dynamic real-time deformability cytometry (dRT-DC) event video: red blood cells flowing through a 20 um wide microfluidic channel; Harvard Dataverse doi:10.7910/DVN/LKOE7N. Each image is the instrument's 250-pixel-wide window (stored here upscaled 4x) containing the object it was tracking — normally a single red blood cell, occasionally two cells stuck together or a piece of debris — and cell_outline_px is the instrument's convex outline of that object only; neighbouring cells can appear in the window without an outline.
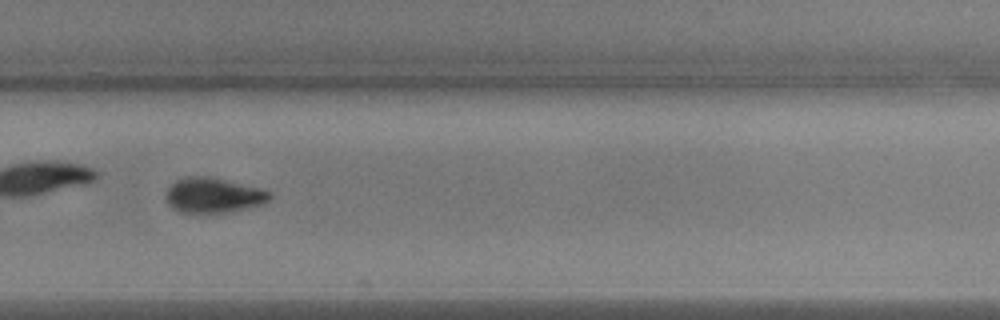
{"species": "common noctule bat (a hibernating species)", "species_latin": "Nyctalus noctula", "temperature_condition": "warm", "stored_images_in_passage": 41, "camera_frame_rate_fps": 3000, "um_per_image_px": 0.085, "animal": {"sex": "male", "body_mass_g": 17.9, "forearm_length_mm": 54.2}, "frame": {"image": 1, "passage_image": 24, "time_ms": 7.667, "image_size_px": [1000, 320], "cell_outline_px": [[272, 196], [264, 204], [248, 208], [228, 212], [180, 212], [172, 208], [168, 204], [164, 196], [168, 188], [176, 180], [188, 176], [200, 176], [224, 180], [264, 188], [272, 192]], "centroid_in_image_um": [18.16, 16.6], "position_along_channel_um": 311.6, "area_um2": 21.21}}
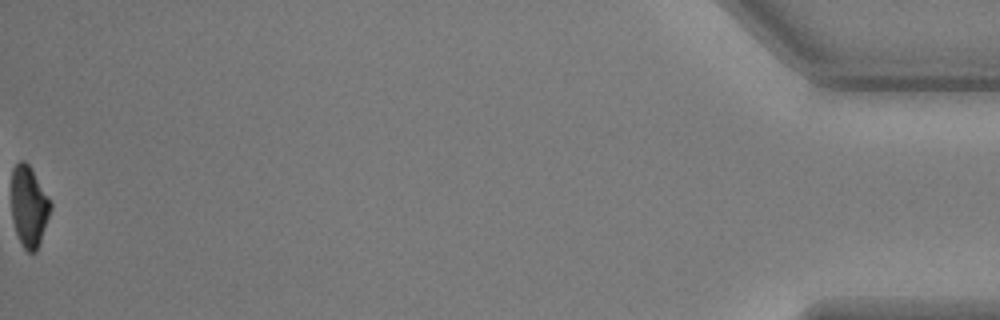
{"frame": {"image": 2, "passage_image": 41, "time_ms": 13.333, "image_size_px": [1000, 320], "cell_outline_px": [[52, 208], [36, 252], [28, 252], [20, 244], [12, 220], [12, 168], [20, 160], [24, 160], [32, 168], [52, 204]], "centroid_in_image_um": [2.46, 17.54], "position_along_channel_um": 432.7, "area_um2": 18.44}, "authors_computed_cell_mechanics": {"area_um2": 21.2126, "velocity_mm_per_s": 3.8264, "shape_relaxation_time_tau1_ms": 2.5661, "shape_relaxation_time_tau2_ms": null, "deformation_change_tau1": 0.1315, "deformation_change_tau2": null}}